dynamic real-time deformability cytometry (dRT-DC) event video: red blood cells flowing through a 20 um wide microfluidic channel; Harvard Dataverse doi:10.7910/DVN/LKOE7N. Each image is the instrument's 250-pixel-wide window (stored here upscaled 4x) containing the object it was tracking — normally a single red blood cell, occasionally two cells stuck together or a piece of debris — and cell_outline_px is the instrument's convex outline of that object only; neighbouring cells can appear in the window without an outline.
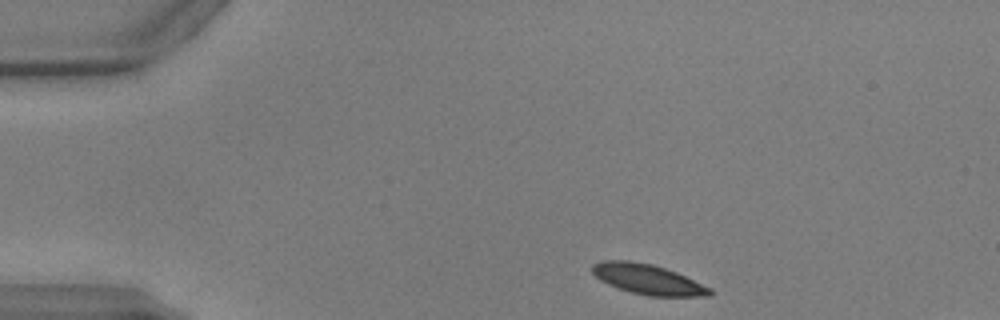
{"species": "common noctule bat (a hibernating species)", "species_latin": "Nyctalus noctula", "temperature_condition": "warm", "stored_images_in_passage": 45, "segment_of_instrument_passage": [1, 2], "camera_frame_rate_fps": 3000, "um_per_image_px": 0.085, "animal": {"sex": "male", "body_mass_g": 17.9, "forearm_length_mm": 54.2}, "frame": {"image": 1, "passage_image": 1, "time_ms": 0.0, "image_size_px": [1000, 320], "cell_outline_px": [[712, 296], [648, 296], [616, 288], [600, 280], [592, 272], [592, 264], [600, 260], [632, 260], [652, 264], [676, 272], [712, 288]], "centroid_in_image_um": [55.05, 23.73], "position_along_channel_um": 30.0, "area_um2": 20.75}}
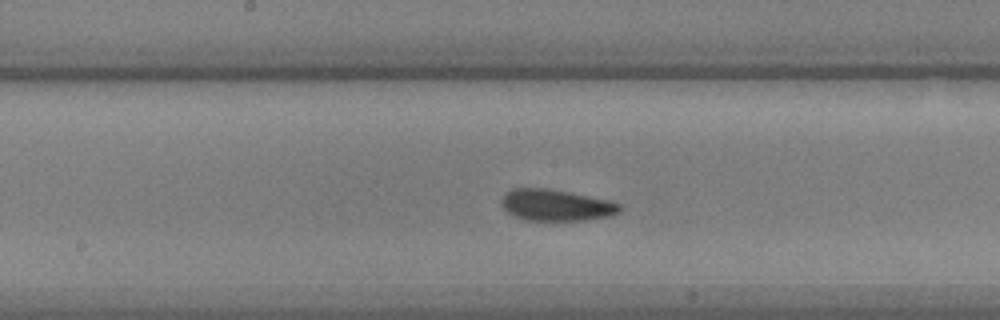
{"frame": {"image": 2, "passage_image": 19, "time_ms": 6.0, "image_size_px": [1000, 320], "cell_outline_px": [[624, 208], [620, 212], [612, 216], [584, 220], [524, 220], [508, 212], [500, 204], [500, 200], [512, 188], [548, 188], [572, 192], [608, 200], [620, 204]], "centroid_in_image_um": [47.3, 17.43], "position_along_channel_um": 200.9, "area_um2": 21.79}}
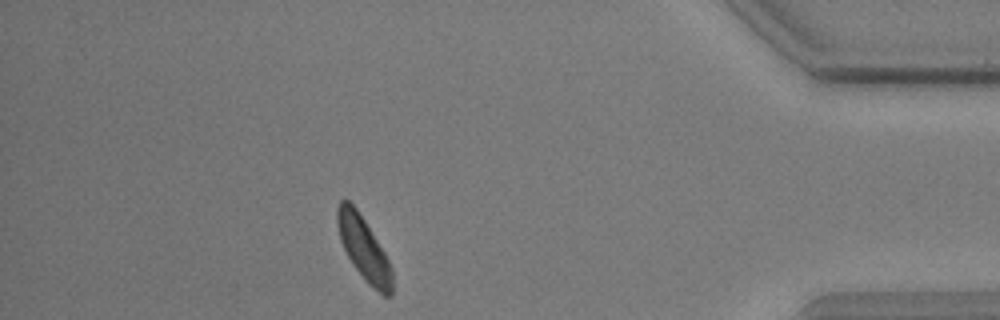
{"frame": {"image": 3, "passage_image": 38, "time_ms": 12.333, "image_size_px": [1000, 320], "cell_outline_px": [[392, 296], [384, 296], [372, 288], [364, 280], [352, 264], [340, 240], [336, 224], [336, 208], [340, 200], [348, 200], [356, 208], [364, 220], [384, 252], [392, 268]], "centroid_in_image_um": [30.9, 21.14], "position_along_channel_um": 404.3, "area_um2": 20.23}}